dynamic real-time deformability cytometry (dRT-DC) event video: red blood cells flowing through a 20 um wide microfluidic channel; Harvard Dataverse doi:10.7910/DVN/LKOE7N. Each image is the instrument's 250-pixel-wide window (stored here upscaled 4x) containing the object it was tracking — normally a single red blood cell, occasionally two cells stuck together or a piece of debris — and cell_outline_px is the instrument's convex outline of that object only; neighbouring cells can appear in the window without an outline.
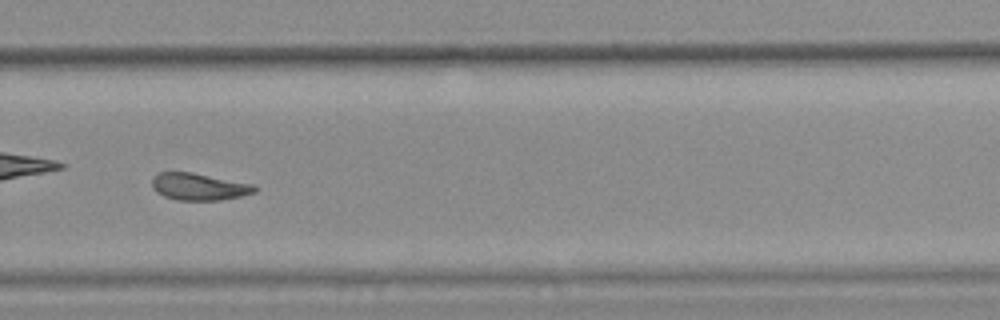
{"species": "common noctule bat (a hibernating species)", "species_latin": "Nyctalus noctula", "temperature_condition": "warm", "stored_images_in_passage": 35, "camera_frame_rate_fps": 3000, "um_per_image_px": 0.085, "animal": {"sex": "female", "body_mass_g": 25.1}, "frame": {"image": 1, "passage_image": 25, "time_ms": 8.0, "image_size_px": [1000, 320], "cell_outline_px": [[260, 188], [256, 192], [240, 196], [220, 200], [176, 200], [164, 196], [156, 192], [152, 188], [152, 176], [156, 172], [192, 172], [256, 184]], "centroid_in_image_um": [16.93, 15.86], "position_along_channel_um": 312.9, "area_um2": 16.53}, "authors_computed_cell_mechanics": {"area_um2": 16.6464, "velocity_mm_per_s": 3.7706, "shape_relaxation_time_tau1_ms": null, "shape_relaxation_time_tau2_ms": 3.7586, "deformation_change_tau1": null, "deformation_change_tau2": 0.1231}}